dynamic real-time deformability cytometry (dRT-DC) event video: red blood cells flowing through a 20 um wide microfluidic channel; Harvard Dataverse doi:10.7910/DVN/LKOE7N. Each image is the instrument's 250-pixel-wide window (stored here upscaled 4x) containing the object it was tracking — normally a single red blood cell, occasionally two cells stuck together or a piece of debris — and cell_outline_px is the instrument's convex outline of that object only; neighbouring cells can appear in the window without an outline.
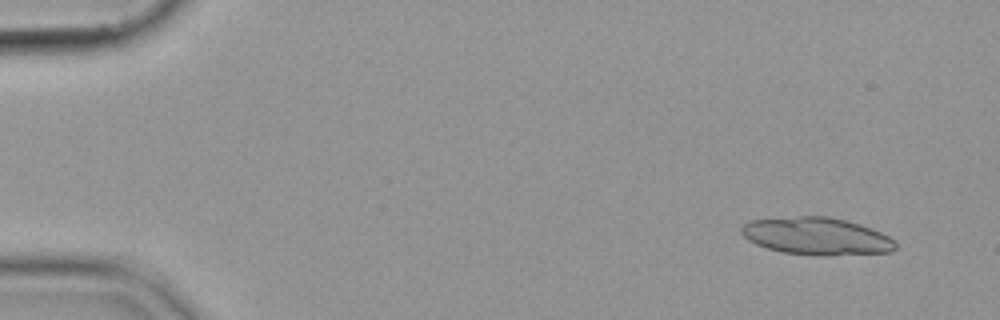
{"species": "common noctule bat (a hibernating species)", "species_latin": "Nyctalus noctula", "temperature_condition": "cold", "stored_images_in_passage": 51, "segment_of_instrument_passage": [1, 2], "camera_frame_rate_fps": 3000, "um_per_image_px": 0.085, "animal": {"sex": "female", "body_mass_g": 19.9}, "frame": {"image": 1, "passage_image": 1, "time_ms": 0.0, "image_size_px": [1000, 320], "cell_outline_px": [[896, 248], [892, 252], [828, 256], [812, 256], [784, 252], [768, 248], [756, 244], [748, 240], [740, 232], [740, 228], [744, 224], [752, 220], [800, 216], [828, 216], [844, 220], [872, 228], [888, 236], [896, 244]], "centroid_in_image_um": [69.42, 20.09], "position_along_channel_um": 15.6, "area_um2": 33.64}}